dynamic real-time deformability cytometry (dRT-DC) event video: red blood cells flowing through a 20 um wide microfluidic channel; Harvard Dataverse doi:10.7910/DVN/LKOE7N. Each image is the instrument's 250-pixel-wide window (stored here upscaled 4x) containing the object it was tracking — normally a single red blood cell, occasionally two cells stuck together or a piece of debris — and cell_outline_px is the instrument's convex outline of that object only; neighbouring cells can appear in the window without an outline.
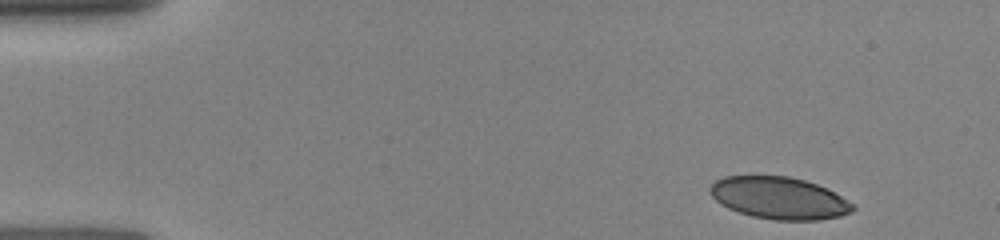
{"species": "human", "species_latin": "Homo sapiens", "temperature_condition": "room temperature", "stored_images_in_passage": 12, "camera_frame_rate_fps": 3000, "um_per_image_px": 0.085, "donor": {"sex": "female"}, "frame": {"image": 1, "passage_image": 1, "time_ms": 0.0, "image_size_px": [1000, 240], "cell_outline_px": [[856, 208], [852, 212], [840, 216], [816, 220], [776, 220], [752, 216], [728, 208], [720, 204], [708, 192], [708, 188], [716, 180], [724, 176], [788, 176], [804, 180], [828, 188], [856, 204]], "centroid_in_image_um": [66.25, 16.83], "position_along_channel_um": 18.7, "area_um2": 35.2}}